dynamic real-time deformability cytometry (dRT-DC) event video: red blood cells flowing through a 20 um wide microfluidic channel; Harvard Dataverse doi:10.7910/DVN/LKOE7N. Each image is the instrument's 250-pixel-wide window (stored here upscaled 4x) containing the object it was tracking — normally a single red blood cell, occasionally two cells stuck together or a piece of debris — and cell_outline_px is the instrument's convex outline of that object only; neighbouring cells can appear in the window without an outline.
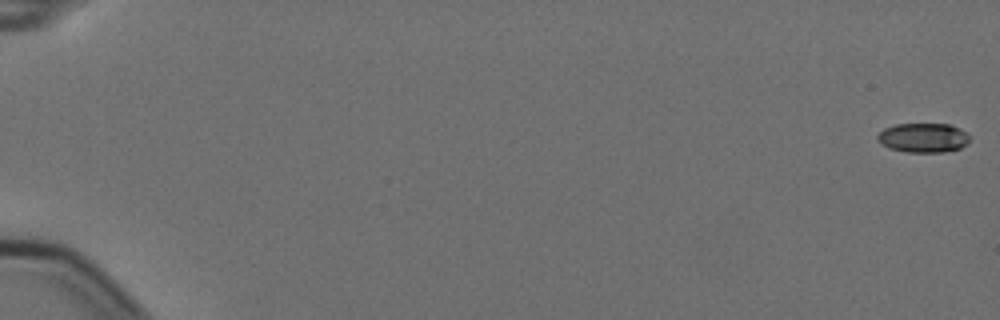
{"species": "Egyptian fruit bat (a non-hibernating species)", "species_latin": "Rousettus aegyptiacus", "temperature_condition": "cold", "stored_images_in_passage": 8, "camera_frame_rate_fps": 3000, "um_per_image_px": 0.085, "animal": {"sex": "female"}, "frame": {"image": 1, "passage_image": 1, "time_ms": 0.0, "image_size_px": [1000, 320], "cell_outline_px": [[968, 144], [960, 148], [944, 152], [908, 152], [888, 148], [880, 144], [876, 136], [884, 128], [896, 124], [952, 124], [968, 132]], "centroid_in_image_um": [78.48, 11.7], "position_along_channel_um": 6.5, "area_um2": 15.95}}
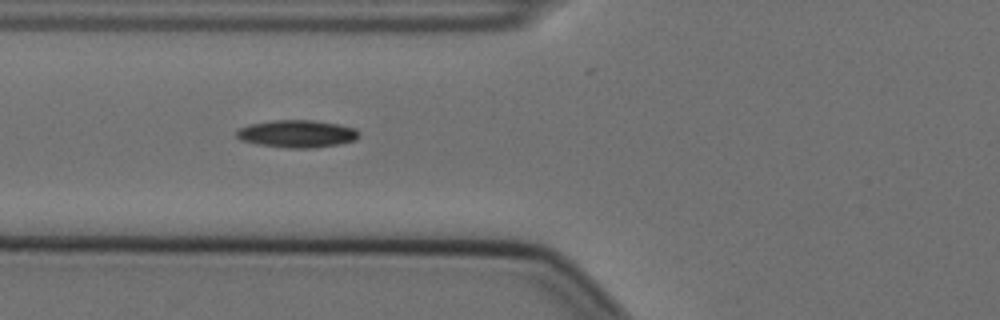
{"frame": {"image": 2, "passage_image": 7, "time_ms": 2.0, "image_size_px": [1000, 320], "cell_outline_px": [[360, 132], [356, 140], [316, 148], [288, 148], [256, 144], [240, 140], [236, 136], [236, 132], [240, 128], [248, 124], [272, 120], [312, 120], [336, 124], [352, 128]], "centroid_in_image_um": [25.19, 11.37], "position_along_channel_um": 100.6, "area_um2": 19.54}}
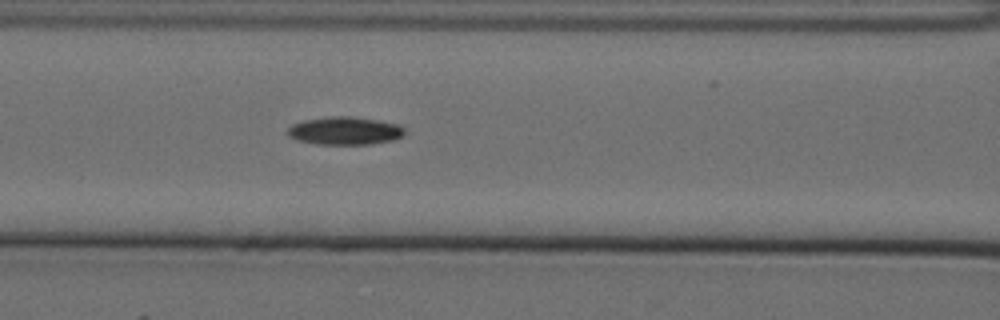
{"frame": {"image": 3, "passage_image": 8, "time_ms": 2.333, "image_size_px": [1000, 320], "cell_outline_px": [[404, 136], [392, 140], [372, 144], [316, 144], [296, 140], [288, 136], [288, 128], [292, 124], [304, 120], [328, 116], [352, 116], [380, 120], [400, 124], [404, 128]], "centroid_in_image_um": [29.32, 11.11], "position_along_channel_um": 137.3, "area_um2": 19.31}}